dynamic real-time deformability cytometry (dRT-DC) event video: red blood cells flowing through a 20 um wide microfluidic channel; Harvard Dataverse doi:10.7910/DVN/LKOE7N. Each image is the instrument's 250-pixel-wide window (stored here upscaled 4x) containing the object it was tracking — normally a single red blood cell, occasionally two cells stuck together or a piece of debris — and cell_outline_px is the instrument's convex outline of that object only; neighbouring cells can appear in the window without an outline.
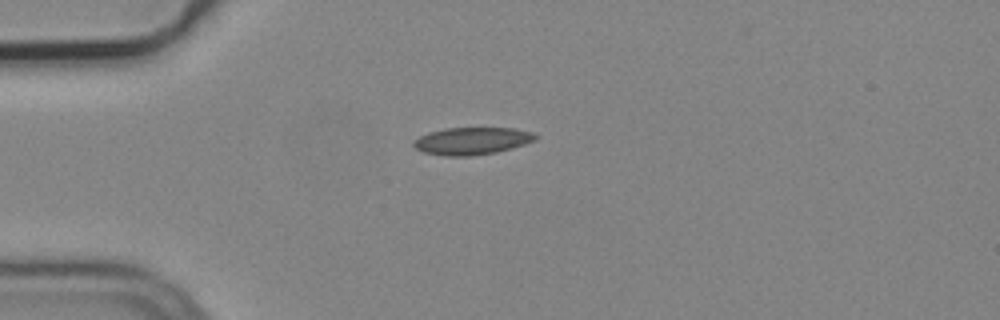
{"species": "common noctule bat (a hibernating species)", "species_latin": "Nyctalus noctula", "temperature_condition": "cold", "stored_images_in_passage": 3, "camera_frame_rate_fps": 3000, "um_per_image_px": 0.085, "animal": {"sex": "male", "body_mass_g": 19.2, "forearm_length_mm": 51.8}, "frame": {"image": 1, "passage_image": 1, "time_ms": 0.0, "image_size_px": [1000, 320], "cell_outline_px": [[536, 140], [512, 148], [496, 152], [468, 156], [444, 156], [424, 152], [416, 148], [412, 144], [412, 140], [428, 132], [444, 128], [512, 128], [532, 132], [536, 136]], "centroid_in_image_um": [40.07, 11.98], "position_along_channel_um": 44.9, "area_um2": 19.36}}
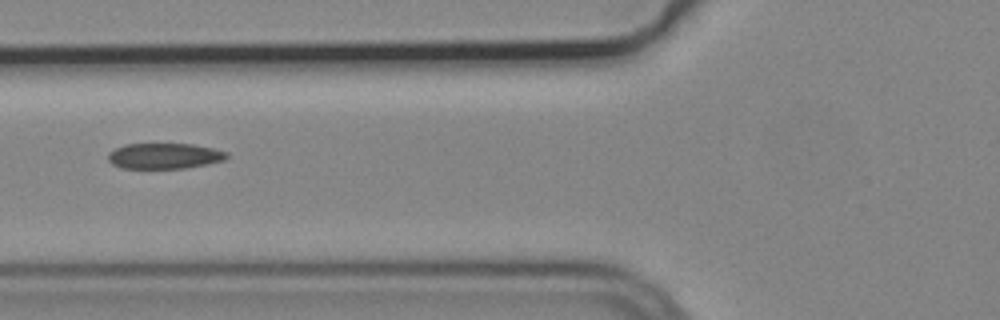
{"frame": {"image": 2, "passage_image": 3, "time_ms": 0.667, "image_size_px": [1000, 320], "cell_outline_px": [[228, 156], [224, 160], [184, 168], [120, 168], [112, 164], [108, 160], [108, 152], [124, 144], [192, 144], [212, 148], [228, 152]], "centroid_in_image_um": [13.93, 13.25], "position_along_channel_um": 111.9, "area_um2": 17.63}}